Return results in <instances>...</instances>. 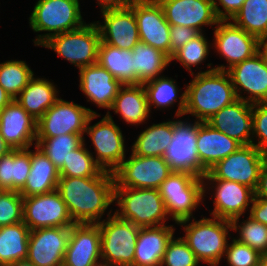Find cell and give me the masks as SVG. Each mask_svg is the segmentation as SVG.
Segmentation results:
<instances>
[{"instance_id": "obj_37", "label": "cell", "mask_w": 267, "mask_h": 266, "mask_svg": "<svg viewBox=\"0 0 267 266\" xmlns=\"http://www.w3.org/2000/svg\"><path fill=\"white\" fill-rule=\"evenodd\" d=\"M30 229L24 222L0 227V266L26 260Z\"/></svg>"}, {"instance_id": "obj_24", "label": "cell", "mask_w": 267, "mask_h": 266, "mask_svg": "<svg viewBox=\"0 0 267 266\" xmlns=\"http://www.w3.org/2000/svg\"><path fill=\"white\" fill-rule=\"evenodd\" d=\"M0 133L12 149L36 145L37 120L13 100L0 111Z\"/></svg>"}, {"instance_id": "obj_54", "label": "cell", "mask_w": 267, "mask_h": 266, "mask_svg": "<svg viewBox=\"0 0 267 266\" xmlns=\"http://www.w3.org/2000/svg\"><path fill=\"white\" fill-rule=\"evenodd\" d=\"M264 58L267 60V35L260 38V50Z\"/></svg>"}, {"instance_id": "obj_25", "label": "cell", "mask_w": 267, "mask_h": 266, "mask_svg": "<svg viewBox=\"0 0 267 266\" xmlns=\"http://www.w3.org/2000/svg\"><path fill=\"white\" fill-rule=\"evenodd\" d=\"M206 123L242 145L252 144L254 133L252 103L237 99L231 105L219 110Z\"/></svg>"}, {"instance_id": "obj_6", "label": "cell", "mask_w": 267, "mask_h": 266, "mask_svg": "<svg viewBox=\"0 0 267 266\" xmlns=\"http://www.w3.org/2000/svg\"><path fill=\"white\" fill-rule=\"evenodd\" d=\"M114 213L134 225L152 227L171 221L158 189L114 187Z\"/></svg>"}, {"instance_id": "obj_55", "label": "cell", "mask_w": 267, "mask_h": 266, "mask_svg": "<svg viewBox=\"0 0 267 266\" xmlns=\"http://www.w3.org/2000/svg\"><path fill=\"white\" fill-rule=\"evenodd\" d=\"M259 266H267V252L260 254Z\"/></svg>"}, {"instance_id": "obj_21", "label": "cell", "mask_w": 267, "mask_h": 266, "mask_svg": "<svg viewBox=\"0 0 267 266\" xmlns=\"http://www.w3.org/2000/svg\"><path fill=\"white\" fill-rule=\"evenodd\" d=\"M98 12L102 20L94 22L98 26L101 42L126 50H132L137 45L140 41L138 26L130 7Z\"/></svg>"}, {"instance_id": "obj_50", "label": "cell", "mask_w": 267, "mask_h": 266, "mask_svg": "<svg viewBox=\"0 0 267 266\" xmlns=\"http://www.w3.org/2000/svg\"><path fill=\"white\" fill-rule=\"evenodd\" d=\"M134 0H96V4L100 7L99 11L107 9H123L129 7Z\"/></svg>"}, {"instance_id": "obj_17", "label": "cell", "mask_w": 267, "mask_h": 266, "mask_svg": "<svg viewBox=\"0 0 267 266\" xmlns=\"http://www.w3.org/2000/svg\"><path fill=\"white\" fill-rule=\"evenodd\" d=\"M196 141L197 121L185 117H174L173 139L164 155V159L173 171L201 176Z\"/></svg>"}, {"instance_id": "obj_8", "label": "cell", "mask_w": 267, "mask_h": 266, "mask_svg": "<svg viewBox=\"0 0 267 266\" xmlns=\"http://www.w3.org/2000/svg\"><path fill=\"white\" fill-rule=\"evenodd\" d=\"M100 32L94 21L86 22L81 28L51 36L40 47L50 49L76 69L97 63Z\"/></svg>"}, {"instance_id": "obj_44", "label": "cell", "mask_w": 267, "mask_h": 266, "mask_svg": "<svg viewBox=\"0 0 267 266\" xmlns=\"http://www.w3.org/2000/svg\"><path fill=\"white\" fill-rule=\"evenodd\" d=\"M23 222V196L14 190L0 191V227Z\"/></svg>"}, {"instance_id": "obj_57", "label": "cell", "mask_w": 267, "mask_h": 266, "mask_svg": "<svg viewBox=\"0 0 267 266\" xmlns=\"http://www.w3.org/2000/svg\"><path fill=\"white\" fill-rule=\"evenodd\" d=\"M96 266H110V265H108V264H104V263H100V264H98V265H96Z\"/></svg>"}, {"instance_id": "obj_5", "label": "cell", "mask_w": 267, "mask_h": 266, "mask_svg": "<svg viewBox=\"0 0 267 266\" xmlns=\"http://www.w3.org/2000/svg\"><path fill=\"white\" fill-rule=\"evenodd\" d=\"M112 115L111 112H106L105 115L92 114L86 125L84 143L102 170L113 173L127 157L130 148L127 147L125 133ZM100 116L101 119L92 124ZM87 136L90 140L86 142ZM89 142L92 147L87 145Z\"/></svg>"}, {"instance_id": "obj_52", "label": "cell", "mask_w": 267, "mask_h": 266, "mask_svg": "<svg viewBox=\"0 0 267 266\" xmlns=\"http://www.w3.org/2000/svg\"><path fill=\"white\" fill-rule=\"evenodd\" d=\"M14 99L5 91V89L0 85V111L8 104H10Z\"/></svg>"}, {"instance_id": "obj_4", "label": "cell", "mask_w": 267, "mask_h": 266, "mask_svg": "<svg viewBox=\"0 0 267 266\" xmlns=\"http://www.w3.org/2000/svg\"><path fill=\"white\" fill-rule=\"evenodd\" d=\"M80 3L81 0H36L28 18L36 33L32 39L34 46L40 47L53 35L81 28L86 20Z\"/></svg>"}, {"instance_id": "obj_41", "label": "cell", "mask_w": 267, "mask_h": 266, "mask_svg": "<svg viewBox=\"0 0 267 266\" xmlns=\"http://www.w3.org/2000/svg\"><path fill=\"white\" fill-rule=\"evenodd\" d=\"M231 224L234 238L260 254L267 252V225L256 221L249 214L235 218Z\"/></svg>"}, {"instance_id": "obj_29", "label": "cell", "mask_w": 267, "mask_h": 266, "mask_svg": "<svg viewBox=\"0 0 267 266\" xmlns=\"http://www.w3.org/2000/svg\"><path fill=\"white\" fill-rule=\"evenodd\" d=\"M111 111L114 112V115L119 116V119H123L122 123L125 122L127 126L138 128V126L147 124L152 114L143 84L123 85L108 110V112Z\"/></svg>"}, {"instance_id": "obj_31", "label": "cell", "mask_w": 267, "mask_h": 266, "mask_svg": "<svg viewBox=\"0 0 267 266\" xmlns=\"http://www.w3.org/2000/svg\"><path fill=\"white\" fill-rule=\"evenodd\" d=\"M59 178V170L35 145L31 147V169L26 183L19 193L23 197H29L52 192L57 189Z\"/></svg>"}, {"instance_id": "obj_18", "label": "cell", "mask_w": 267, "mask_h": 266, "mask_svg": "<svg viewBox=\"0 0 267 266\" xmlns=\"http://www.w3.org/2000/svg\"><path fill=\"white\" fill-rule=\"evenodd\" d=\"M135 14L141 42L170 57V25L157 0H134L129 6Z\"/></svg>"}, {"instance_id": "obj_20", "label": "cell", "mask_w": 267, "mask_h": 266, "mask_svg": "<svg viewBox=\"0 0 267 266\" xmlns=\"http://www.w3.org/2000/svg\"><path fill=\"white\" fill-rule=\"evenodd\" d=\"M70 227H47L30 231L26 260L35 266H62Z\"/></svg>"}, {"instance_id": "obj_19", "label": "cell", "mask_w": 267, "mask_h": 266, "mask_svg": "<svg viewBox=\"0 0 267 266\" xmlns=\"http://www.w3.org/2000/svg\"><path fill=\"white\" fill-rule=\"evenodd\" d=\"M162 6L165 19L170 26L180 25L205 33L212 30L220 19L217 17L213 0H157Z\"/></svg>"}, {"instance_id": "obj_46", "label": "cell", "mask_w": 267, "mask_h": 266, "mask_svg": "<svg viewBox=\"0 0 267 266\" xmlns=\"http://www.w3.org/2000/svg\"><path fill=\"white\" fill-rule=\"evenodd\" d=\"M254 133L252 144L267 154V102L252 104Z\"/></svg>"}, {"instance_id": "obj_13", "label": "cell", "mask_w": 267, "mask_h": 266, "mask_svg": "<svg viewBox=\"0 0 267 266\" xmlns=\"http://www.w3.org/2000/svg\"><path fill=\"white\" fill-rule=\"evenodd\" d=\"M173 172L162 156H138L131 151L113 172L114 187L159 189Z\"/></svg>"}, {"instance_id": "obj_53", "label": "cell", "mask_w": 267, "mask_h": 266, "mask_svg": "<svg viewBox=\"0 0 267 266\" xmlns=\"http://www.w3.org/2000/svg\"><path fill=\"white\" fill-rule=\"evenodd\" d=\"M12 148L5 142L3 136L0 133V157L11 151Z\"/></svg>"}, {"instance_id": "obj_15", "label": "cell", "mask_w": 267, "mask_h": 266, "mask_svg": "<svg viewBox=\"0 0 267 266\" xmlns=\"http://www.w3.org/2000/svg\"><path fill=\"white\" fill-rule=\"evenodd\" d=\"M23 222L30 231L47 227H71L75 224L57 190L23 197Z\"/></svg>"}, {"instance_id": "obj_10", "label": "cell", "mask_w": 267, "mask_h": 266, "mask_svg": "<svg viewBox=\"0 0 267 266\" xmlns=\"http://www.w3.org/2000/svg\"><path fill=\"white\" fill-rule=\"evenodd\" d=\"M203 181L204 201L208 198V201L213 203V209L206 207L209 216L232 221L249 214L255 196L252 188L223 179H203Z\"/></svg>"}, {"instance_id": "obj_16", "label": "cell", "mask_w": 267, "mask_h": 266, "mask_svg": "<svg viewBox=\"0 0 267 266\" xmlns=\"http://www.w3.org/2000/svg\"><path fill=\"white\" fill-rule=\"evenodd\" d=\"M226 72L238 99L252 104L267 102V60L260 51Z\"/></svg>"}, {"instance_id": "obj_48", "label": "cell", "mask_w": 267, "mask_h": 266, "mask_svg": "<svg viewBox=\"0 0 267 266\" xmlns=\"http://www.w3.org/2000/svg\"><path fill=\"white\" fill-rule=\"evenodd\" d=\"M245 0H213L217 17L220 20H231L241 9Z\"/></svg>"}, {"instance_id": "obj_30", "label": "cell", "mask_w": 267, "mask_h": 266, "mask_svg": "<svg viewBox=\"0 0 267 266\" xmlns=\"http://www.w3.org/2000/svg\"><path fill=\"white\" fill-rule=\"evenodd\" d=\"M52 79L34 75L15 99L37 121L61 97Z\"/></svg>"}, {"instance_id": "obj_33", "label": "cell", "mask_w": 267, "mask_h": 266, "mask_svg": "<svg viewBox=\"0 0 267 266\" xmlns=\"http://www.w3.org/2000/svg\"><path fill=\"white\" fill-rule=\"evenodd\" d=\"M31 169V147L12 149L0 157V186L2 190L20 191Z\"/></svg>"}, {"instance_id": "obj_26", "label": "cell", "mask_w": 267, "mask_h": 266, "mask_svg": "<svg viewBox=\"0 0 267 266\" xmlns=\"http://www.w3.org/2000/svg\"><path fill=\"white\" fill-rule=\"evenodd\" d=\"M241 146L240 142L212 128L206 122L197 121L196 151L201 164V177Z\"/></svg>"}, {"instance_id": "obj_42", "label": "cell", "mask_w": 267, "mask_h": 266, "mask_svg": "<svg viewBox=\"0 0 267 266\" xmlns=\"http://www.w3.org/2000/svg\"><path fill=\"white\" fill-rule=\"evenodd\" d=\"M104 170L96 163L86 144L71 151V154L64 161L63 167L59 170L60 177H95Z\"/></svg>"}, {"instance_id": "obj_3", "label": "cell", "mask_w": 267, "mask_h": 266, "mask_svg": "<svg viewBox=\"0 0 267 266\" xmlns=\"http://www.w3.org/2000/svg\"><path fill=\"white\" fill-rule=\"evenodd\" d=\"M205 215L206 213L200 215L199 220L195 217L176 225L183 230L184 234L181 237L202 265L220 266L233 235L232 224L229 220Z\"/></svg>"}, {"instance_id": "obj_28", "label": "cell", "mask_w": 267, "mask_h": 266, "mask_svg": "<svg viewBox=\"0 0 267 266\" xmlns=\"http://www.w3.org/2000/svg\"><path fill=\"white\" fill-rule=\"evenodd\" d=\"M177 79L161 75L143 84L150 112L175 109L174 117H183L186 108V86L180 88ZM183 91V92H182ZM154 109V110H153Z\"/></svg>"}, {"instance_id": "obj_39", "label": "cell", "mask_w": 267, "mask_h": 266, "mask_svg": "<svg viewBox=\"0 0 267 266\" xmlns=\"http://www.w3.org/2000/svg\"><path fill=\"white\" fill-rule=\"evenodd\" d=\"M84 143V134H63L56 137H36V146L53 162L60 170L64 161Z\"/></svg>"}, {"instance_id": "obj_32", "label": "cell", "mask_w": 267, "mask_h": 266, "mask_svg": "<svg viewBox=\"0 0 267 266\" xmlns=\"http://www.w3.org/2000/svg\"><path fill=\"white\" fill-rule=\"evenodd\" d=\"M149 124L148 122L144 130L138 132L130 145V151L138 156L164 157L174 135V116L166 121Z\"/></svg>"}, {"instance_id": "obj_22", "label": "cell", "mask_w": 267, "mask_h": 266, "mask_svg": "<svg viewBox=\"0 0 267 266\" xmlns=\"http://www.w3.org/2000/svg\"><path fill=\"white\" fill-rule=\"evenodd\" d=\"M100 263L101 235L98 224H73L62 266H96Z\"/></svg>"}, {"instance_id": "obj_35", "label": "cell", "mask_w": 267, "mask_h": 266, "mask_svg": "<svg viewBox=\"0 0 267 266\" xmlns=\"http://www.w3.org/2000/svg\"><path fill=\"white\" fill-rule=\"evenodd\" d=\"M206 36V32L200 33L187 44L183 45L172 55L171 65L172 63L174 65L175 63H179L180 67L182 66L189 75L214 70L215 66L213 63L210 61L206 63L209 55L212 54V42H210L211 40H209V37ZM203 63L205 64V68L207 70L204 69V66H201ZM193 67L195 68L193 69Z\"/></svg>"}, {"instance_id": "obj_49", "label": "cell", "mask_w": 267, "mask_h": 266, "mask_svg": "<svg viewBox=\"0 0 267 266\" xmlns=\"http://www.w3.org/2000/svg\"><path fill=\"white\" fill-rule=\"evenodd\" d=\"M249 215L256 221L267 225V199L254 197Z\"/></svg>"}, {"instance_id": "obj_27", "label": "cell", "mask_w": 267, "mask_h": 266, "mask_svg": "<svg viewBox=\"0 0 267 266\" xmlns=\"http://www.w3.org/2000/svg\"><path fill=\"white\" fill-rule=\"evenodd\" d=\"M176 223L140 228L133 266H160L169 242L175 236Z\"/></svg>"}, {"instance_id": "obj_9", "label": "cell", "mask_w": 267, "mask_h": 266, "mask_svg": "<svg viewBox=\"0 0 267 266\" xmlns=\"http://www.w3.org/2000/svg\"><path fill=\"white\" fill-rule=\"evenodd\" d=\"M101 235L102 263L133 266L140 227L120 219L115 213L98 223Z\"/></svg>"}, {"instance_id": "obj_7", "label": "cell", "mask_w": 267, "mask_h": 266, "mask_svg": "<svg viewBox=\"0 0 267 266\" xmlns=\"http://www.w3.org/2000/svg\"><path fill=\"white\" fill-rule=\"evenodd\" d=\"M167 214L173 223L195 218L204 203L203 177L188 172L173 171L160 185ZM200 207V208H199Z\"/></svg>"}, {"instance_id": "obj_40", "label": "cell", "mask_w": 267, "mask_h": 266, "mask_svg": "<svg viewBox=\"0 0 267 266\" xmlns=\"http://www.w3.org/2000/svg\"><path fill=\"white\" fill-rule=\"evenodd\" d=\"M35 74L26 60L0 61V85L14 100Z\"/></svg>"}, {"instance_id": "obj_43", "label": "cell", "mask_w": 267, "mask_h": 266, "mask_svg": "<svg viewBox=\"0 0 267 266\" xmlns=\"http://www.w3.org/2000/svg\"><path fill=\"white\" fill-rule=\"evenodd\" d=\"M169 242L161 266H203L181 236Z\"/></svg>"}, {"instance_id": "obj_2", "label": "cell", "mask_w": 267, "mask_h": 266, "mask_svg": "<svg viewBox=\"0 0 267 266\" xmlns=\"http://www.w3.org/2000/svg\"><path fill=\"white\" fill-rule=\"evenodd\" d=\"M191 78L189 83H184L186 108L183 117L187 119L206 122L223 107L238 99L226 71L214 69L191 74Z\"/></svg>"}, {"instance_id": "obj_51", "label": "cell", "mask_w": 267, "mask_h": 266, "mask_svg": "<svg viewBox=\"0 0 267 266\" xmlns=\"http://www.w3.org/2000/svg\"><path fill=\"white\" fill-rule=\"evenodd\" d=\"M255 198L267 199V161L261 167L258 186L255 190Z\"/></svg>"}, {"instance_id": "obj_11", "label": "cell", "mask_w": 267, "mask_h": 266, "mask_svg": "<svg viewBox=\"0 0 267 266\" xmlns=\"http://www.w3.org/2000/svg\"><path fill=\"white\" fill-rule=\"evenodd\" d=\"M211 34L212 50L226 62L214 65L217 70L227 71L260 50V39L236 26L231 20H220Z\"/></svg>"}, {"instance_id": "obj_45", "label": "cell", "mask_w": 267, "mask_h": 266, "mask_svg": "<svg viewBox=\"0 0 267 266\" xmlns=\"http://www.w3.org/2000/svg\"><path fill=\"white\" fill-rule=\"evenodd\" d=\"M223 261L228 266H259L260 253L232 236Z\"/></svg>"}, {"instance_id": "obj_34", "label": "cell", "mask_w": 267, "mask_h": 266, "mask_svg": "<svg viewBox=\"0 0 267 266\" xmlns=\"http://www.w3.org/2000/svg\"><path fill=\"white\" fill-rule=\"evenodd\" d=\"M97 63L109 71L122 85H139L135 79L132 50L120 49L101 42Z\"/></svg>"}, {"instance_id": "obj_23", "label": "cell", "mask_w": 267, "mask_h": 266, "mask_svg": "<svg viewBox=\"0 0 267 266\" xmlns=\"http://www.w3.org/2000/svg\"><path fill=\"white\" fill-rule=\"evenodd\" d=\"M78 76V88L87 103L108 112L123 85L98 63L80 68Z\"/></svg>"}, {"instance_id": "obj_56", "label": "cell", "mask_w": 267, "mask_h": 266, "mask_svg": "<svg viewBox=\"0 0 267 266\" xmlns=\"http://www.w3.org/2000/svg\"><path fill=\"white\" fill-rule=\"evenodd\" d=\"M10 266H35V265L27 260H22V261L13 263Z\"/></svg>"}, {"instance_id": "obj_12", "label": "cell", "mask_w": 267, "mask_h": 266, "mask_svg": "<svg viewBox=\"0 0 267 266\" xmlns=\"http://www.w3.org/2000/svg\"><path fill=\"white\" fill-rule=\"evenodd\" d=\"M267 161V154L253 144L242 145L225 159L219 161L202 177L203 179H223L244 184L254 191L259 182L261 167Z\"/></svg>"}, {"instance_id": "obj_47", "label": "cell", "mask_w": 267, "mask_h": 266, "mask_svg": "<svg viewBox=\"0 0 267 266\" xmlns=\"http://www.w3.org/2000/svg\"><path fill=\"white\" fill-rule=\"evenodd\" d=\"M200 32L186 26L174 25L170 27V58L183 45L198 36Z\"/></svg>"}, {"instance_id": "obj_38", "label": "cell", "mask_w": 267, "mask_h": 266, "mask_svg": "<svg viewBox=\"0 0 267 266\" xmlns=\"http://www.w3.org/2000/svg\"><path fill=\"white\" fill-rule=\"evenodd\" d=\"M231 21L259 39L267 35V0H245Z\"/></svg>"}, {"instance_id": "obj_14", "label": "cell", "mask_w": 267, "mask_h": 266, "mask_svg": "<svg viewBox=\"0 0 267 266\" xmlns=\"http://www.w3.org/2000/svg\"><path fill=\"white\" fill-rule=\"evenodd\" d=\"M92 114L98 111L60 97L37 121L36 137L84 134Z\"/></svg>"}, {"instance_id": "obj_1", "label": "cell", "mask_w": 267, "mask_h": 266, "mask_svg": "<svg viewBox=\"0 0 267 266\" xmlns=\"http://www.w3.org/2000/svg\"><path fill=\"white\" fill-rule=\"evenodd\" d=\"M114 185L113 173L103 171L95 177H60L56 190L74 223L98 224L114 213Z\"/></svg>"}, {"instance_id": "obj_36", "label": "cell", "mask_w": 267, "mask_h": 266, "mask_svg": "<svg viewBox=\"0 0 267 266\" xmlns=\"http://www.w3.org/2000/svg\"><path fill=\"white\" fill-rule=\"evenodd\" d=\"M135 79L144 83L163 75L171 65V58L154 47L139 41L132 49Z\"/></svg>"}]
</instances>
